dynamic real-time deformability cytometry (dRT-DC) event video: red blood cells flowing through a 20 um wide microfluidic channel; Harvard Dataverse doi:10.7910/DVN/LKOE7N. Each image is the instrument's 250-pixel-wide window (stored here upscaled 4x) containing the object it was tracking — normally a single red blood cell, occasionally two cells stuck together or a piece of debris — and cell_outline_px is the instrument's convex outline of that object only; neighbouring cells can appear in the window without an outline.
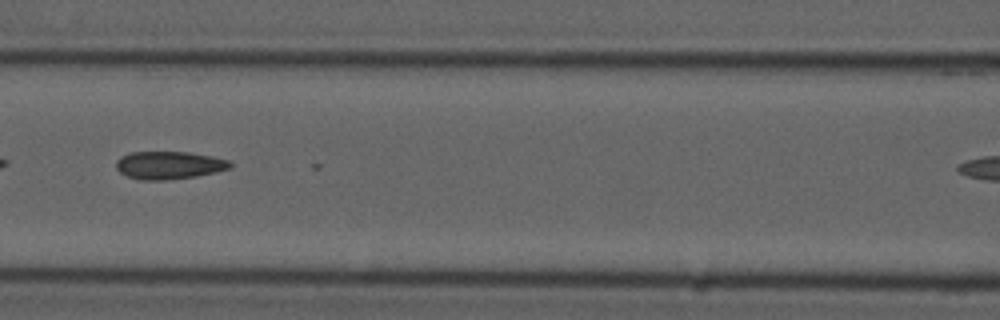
{"species": "common noctule bat (a hibernating species)", "species_latin": "Nyctalus noctula", "temperature_condition": "cold", "stored_images_in_passage": 15, "camera_frame_rate_fps": 3000, "um_per_image_px": 0.085, "animal": {"sex": "male", "forearm_length_mm": 52.5}, "frame": {"image": 1, "passage_image": 9, "time_ms": 2.667, "image_size_px": [1000, 320], "cell_outline_px": [[232, 168], [196, 176], [164, 180], [140, 180], [128, 176], [120, 172], [116, 168], [116, 160], [120, 156], [128, 152], [188, 152], [212, 156], [228, 160], [232, 164]], "centroid_in_image_um": [14.34, 14.03], "position_along_channel_um": 152.3, "area_um2": 18.5}}
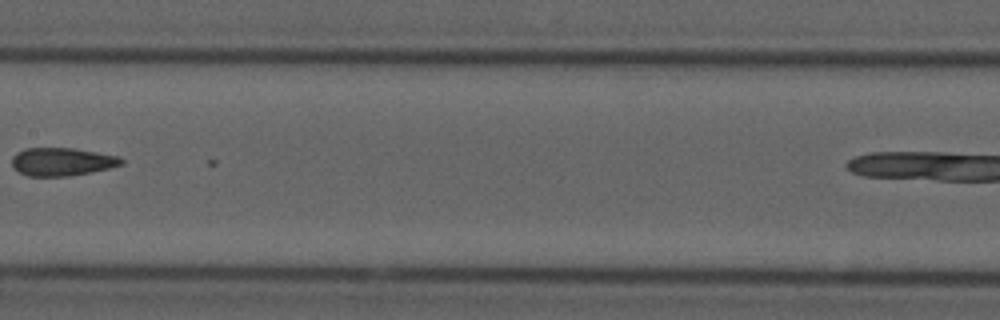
{"frame": {"image": 2, "passage_image": 13, "time_ms": 4.0, "image_size_px": [1000, 320], "cell_outline_px": [[124, 164], [92, 172], [68, 176], [28, 176], [12, 168], [12, 156], [16, 152], [24, 148], [72, 148], [120, 156], [124, 160]], "centroid_in_image_um": [5.25, 13.74], "position_along_channel_um": 202.1, "area_um2": 18.03}}